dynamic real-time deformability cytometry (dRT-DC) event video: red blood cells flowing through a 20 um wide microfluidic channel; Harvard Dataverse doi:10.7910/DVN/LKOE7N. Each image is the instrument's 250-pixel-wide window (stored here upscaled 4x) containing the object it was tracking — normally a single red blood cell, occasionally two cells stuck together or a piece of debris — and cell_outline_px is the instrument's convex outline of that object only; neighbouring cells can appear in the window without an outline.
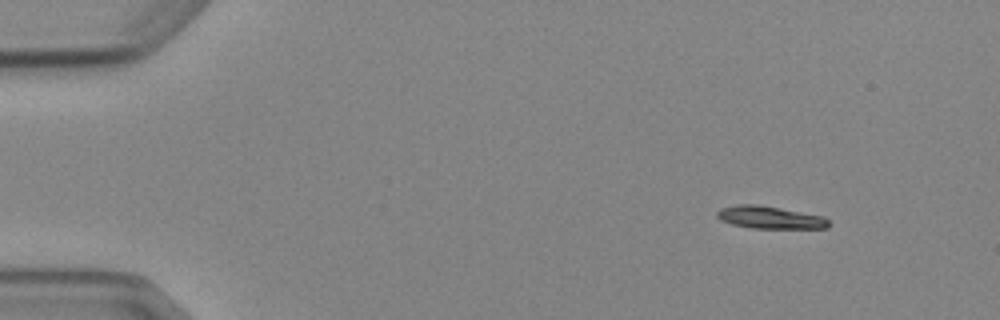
{"species": "Egyptian fruit bat (a non-hibernating species)", "species_latin": "Rousettus aegyptiacus", "temperature_condition": "cold", "stored_images_in_passage": 6, "camera_frame_rate_fps": 3000, "um_per_image_px": 0.085, "animal": {"sex": "female"}, "frame": {"image": 1, "passage_image": 1, "time_ms": 0.0, "image_size_px": [1000, 320], "cell_outline_px": [[828, 228], [752, 228], [732, 224], [720, 220], [716, 216], [716, 212], [720, 208], [736, 204], [756, 204], [824, 216], [828, 220]], "centroid_in_image_um": [65.39, 18.48], "position_along_channel_um": 19.6, "area_um2": 14.57}}
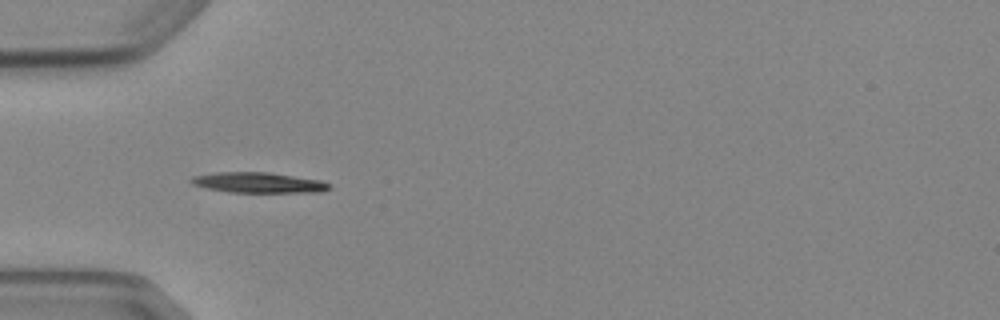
{"frame": {"image": 2, "passage_image": 4, "time_ms": 3.667, "image_size_px": [1000, 320], "cell_outline_px": [[332, 188], [320, 192], [228, 192], [208, 188], [192, 184], [188, 180], [192, 176], [216, 172], [268, 172], [320, 180], [328, 184]], "centroid_in_image_um": [21.93, 15.52], "position_along_channel_um": 63.1, "area_um2": 16.36}}
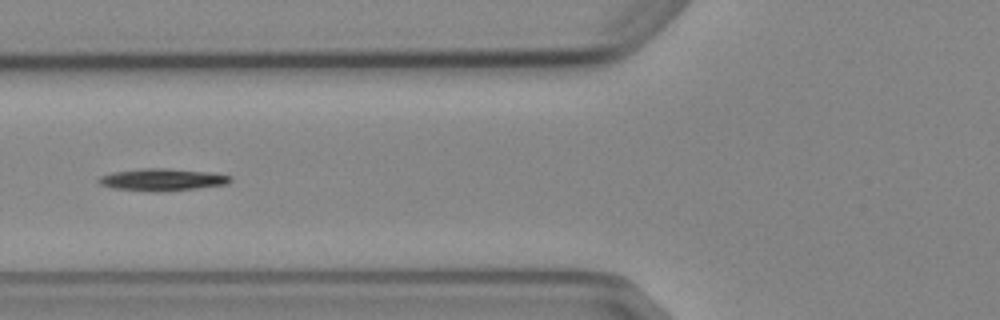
{"frame": {"image": 3, "passage_image": 5, "time_ms": 5.0, "image_size_px": [1000, 320], "cell_outline_px": [[232, 180], [228, 184], [196, 188], [156, 192], [148, 192], [112, 188], [100, 184], [96, 180], [100, 176], [112, 172], [140, 168], [164, 168], [208, 172], [228, 176]], "centroid_in_image_um": [13.7, 15.27], "position_along_channel_um": 112.1, "area_um2": 16.99}}